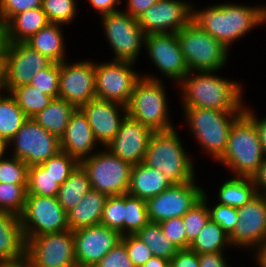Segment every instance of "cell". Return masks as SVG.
I'll list each match as a JSON object with an SVG mask.
<instances>
[{"label": "cell", "instance_id": "6da1fadb", "mask_svg": "<svg viewBox=\"0 0 266 267\" xmlns=\"http://www.w3.org/2000/svg\"><path fill=\"white\" fill-rule=\"evenodd\" d=\"M192 72L181 82L183 107L225 112H244L242 88L238 82L215 76L213 71Z\"/></svg>", "mask_w": 266, "mask_h": 267}, {"label": "cell", "instance_id": "7a4b0ae2", "mask_svg": "<svg viewBox=\"0 0 266 267\" xmlns=\"http://www.w3.org/2000/svg\"><path fill=\"white\" fill-rule=\"evenodd\" d=\"M192 20L227 48L252 28L264 23V7L231 3L193 9Z\"/></svg>", "mask_w": 266, "mask_h": 267}, {"label": "cell", "instance_id": "3957f363", "mask_svg": "<svg viewBox=\"0 0 266 267\" xmlns=\"http://www.w3.org/2000/svg\"><path fill=\"white\" fill-rule=\"evenodd\" d=\"M143 163L164 173L172 184H183L195 178L176 129L154 132L149 140Z\"/></svg>", "mask_w": 266, "mask_h": 267}, {"label": "cell", "instance_id": "277c9868", "mask_svg": "<svg viewBox=\"0 0 266 267\" xmlns=\"http://www.w3.org/2000/svg\"><path fill=\"white\" fill-rule=\"evenodd\" d=\"M254 124L243 114L232 126L223 156L218 160L234 177L252 178L264 160Z\"/></svg>", "mask_w": 266, "mask_h": 267}, {"label": "cell", "instance_id": "5b68a950", "mask_svg": "<svg viewBox=\"0 0 266 267\" xmlns=\"http://www.w3.org/2000/svg\"><path fill=\"white\" fill-rule=\"evenodd\" d=\"M161 80L153 76H142L135 84L127 114L138 120L153 132L174 129L168 117L165 87Z\"/></svg>", "mask_w": 266, "mask_h": 267}, {"label": "cell", "instance_id": "8992f818", "mask_svg": "<svg viewBox=\"0 0 266 267\" xmlns=\"http://www.w3.org/2000/svg\"><path fill=\"white\" fill-rule=\"evenodd\" d=\"M190 131L201 147L217 159L223 156L234 123L244 112H225L204 108H183Z\"/></svg>", "mask_w": 266, "mask_h": 267}, {"label": "cell", "instance_id": "52a82bcc", "mask_svg": "<svg viewBox=\"0 0 266 267\" xmlns=\"http://www.w3.org/2000/svg\"><path fill=\"white\" fill-rule=\"evenodd\" d=\"M176 35L189 72H215L224 67L229 49L193 20Z\"/></svg>", "mask_w": 266, "mask_h": 267}, {"label": "cell", "instance_id": "ba28073f", "mask_svg": "<svg viewBox=\"0 0 266 267\" xmlns=\"http://www.w3.org/2000/svg\"><path fill=\"white\" fill-rule=\"evenodd\" d=\"M106 150L92 153L80 165L87 172L92 189L107 196L127 194L133 166Z\"/></svg>", "mask_w": 266, "mask_h": 267}, {"label": "cell", "instance_id": "9c48e42d", "mask_svg": "<svg viewBox=\"0 0 266 267\" xmlns=\"http://www.w3.org/2000/svg\"><path fill=\"white\" fill-rule=\"evenodd\" d=\"M20 218L25 241L42 234L69 230L67 212L57 196L27 194Z\"/></svg>", "mask_w": 266, "mask_h": 267}, {"label": "cell", "instance_id": "30bf717a", "mask_svg": "<svg viewBox=\"0 0 266 267\" xmlns=\"http://www.w3.org/2000/svg\"><path fill=\"white\" fill-rule=\"evenodd\" d=\"M29 267H76L73 231L47 233L26 241Z\"/></svg>", "mask_w": 266, "mask_h": 267}, {"label": "cell", "instance_id": "8fae6325", "mask_svg": "<svg viewBox=\"0 0 266 267\" xmlns=\"http://www.w3.org/2000/svg\"><path fill=\"white\" fill-rule=\"evenodd\" d=\"M12 142V143H11ZM15 146L13 157L23 160L29 167L40 165L56 155L60 148V139L47 132L32 118H28L5 146Z\"/></svg>", "mask_w": 266, "mask_h": 267}, {"label": "cell", "instance_id": "7c38bea8", "mask_svg": "<svg viewBox=\"0 0 266 267\" xmlns=\"http://www.w3.org/2000/svg\"><path fill=\"white\" fill-rule=\"evenodd\" d=\"M101 17L102 27L115 53L113 60L135 63L145 39L138 19L121 10Z\"/></svg>", "mask_w": 266, "mask_h": 267}, {"label": "cell", "instance_id": "4fadbf2b", "mask_svg": "<svg viewBox=\"0 0 266 267\" xmlns=\"http://www.w3.org/2000/svg\"><path fill=\"white\" fill-rule=\"evenodd\" d=\"M129 61L111 60L103 64H95L96 98L127 105L136 82L141 78L131 68Z\"/></svg>", "mask_w": 266, "mask_h": 267}, {"label": "cell", "instance_id": "5bb4252c", "mask_svg": "<svg viewBox=\"0 0 266 267\" xmlns=\"http://www.w3.org/2000/svg\"><path fill=\"white\" fill-rule=\"evenodd\" d=\"M190 181L173 184L160 194L146 200L150 222L160 223L174 217H183L202 198L203 189Z\"/></svg>", "mask_w": 266, "mask_h": 267}, {"label": "cell", "instance_id": "9a60e30c", "mask_svg": "<svg viewBox=\"0 0 266 267\" xmlns=\"http://www.w3.org/2000/svg\"><path fill=\"white\" fill-rule=\"evenodd\" d=\"M190 4L180 0H158L138 17L139 26L145 35L177 33L193 18Z\"/></svg>", "mask_w": 266, "mask_h": 267}, {"label": "cell", "instance_id": "2e32d148", "mask_svg": "<svg viewBox=\"0 0 266 267\" xmlns=\"http://www.w3.org/2000/svg\"><path fill=\"white\" fill-rule=\"evenodd\" d=\"M52 63L25 42L10 43L5 57L4 88L10 92L13 88L30 84L35 74Z\"/></svg>", "mask_w": 266, "mask_h": 267}, {"label": "cell", "instance_id": "e0dca14e", "mask_svg": "<svg viewBox=\"0 0 266 267\" xmlns=\"http://www.w3.org/2000/svg\"><path fill=\"white\" fill-rule=\"evenodd\" d=\"M238 221L229 235L231 245L257 248L266 242V196L257 194L237 208Z\"/></svg>", "mask_w": 266, "mask_h": 267}, {"label": "cell", "instance_id": "ac0fdd59", "mask_svg": "<svg viewBox=\"0 0 266 267\" xmlns=\"http://www.w3.org/2000/svg\"><path fill=\"white\" fill-rule=\"evenodd\" d=\"M58 97L77 109L95 99V63L80 61L69 65L66 60L61 62Z\"/></svg>", "mask_w": 266, "mask_h": 267}, {"label": "cell", "instance_id": "d6986e66", "mask_svg": "<svg viewBox=\"0 0 266 267\" xmlns=\"http://www.w3.org/2000/svg\"><path fill=\"white\" fill-rule=\"evenodd\" d=\"M144 44L150 59L163 75L180 83L189 74L176 33H150L145 35Z\"/></svg>", "mask_w": 266, "mask_h": 267}, {"label": "cell", "instance_id": "ffe728a7", "mask_svg": "<svg viewBox=\"0 0 266 267\" xmlns=\"http://www.w3.org/2000/svg\"><path fill=\"white\" fill-rule=\"evenodd\" d=\"M77 266L93 267L122 238V235L104 225H95L73 231Z\"/></svg>", "mask_w": 266, "mask_h": 267}, {"label": "cell", "instance_id": "44dd1931", "mask_svg": "<svg viewBox=\"0 0 266 267\" xmlns=\"http://www.w3.org/2000/svg\"><path fill=\"white\" fill-rule=\"evenodd\" d=\"M154 132L128 114L115 137L105 147L132 166L143 162L151 135Z\"/></svg>", "mask_w": 266, "mask_h": 267}, {"label": "cell", "instance_id": "7402d4cb", "mask_svg": "<svg viewBox=\"0 0 266 267\" xmlns=\"http://www.w3.org/2000/svg\"><path fill=\"white\" fill-rule=\"evenodd\" d=\"M79 109L86 116L97 142L105 147L118 133L127 115L125 105L97 98L90 100ZM122 113H124L123 117L120 116Z\"/></svg>", "mask_w": 266, "mask_h": 267}, {"label": "cell", "instance_id": "603a6c76", "mask_svg": "<svg viewBox=\"0 0 266 267\" xmlns=\"http://www.w3.org/2000/svg\"><path fill=\"white\" fill-rule=\"evenodd\" d=\"M97 143L86 116L80 109H76L70 117L64 135L60 138L61 151L67 152L80 163L92 155Z\"/></svg>", "mask_w": 266, "mask_h": 267}, {"label": "cell", "instance_id": "cb8c5ba5", "mask_svg": "<svg viewBox=\"0 0 266 267\" xmlns=\"http://www.w3.org/2000/svg\"><path fill=\"white\" fill-rule=\"evenodd\" d=\"M25 250L20 216L0 212V265L24 262Z\"/></svg>", "mask_w": 266, "mask_h": 267}, {"label": "cell", "instance_id": "d4e9b609", "mask_svg": "<svg viewBox=\"0 0 266 267\" xmlns=\"http://www.w3.org/2000/svg\"><path fill=\"white\" fill-rule=\"evenodd\" d=\"M172 185L164 173L141 162L132 167L127 194L147 200Z\"/></svg>", "mask_w": 266, "mask_h": 267}, {"label": "cell", "instance_id": "484cf974", "mask_svg": "<svg viewBox=\"0 0 266 267\" xmlns=\"http://www.w3.org/2000/svg\"><path fill=\"white\" fill-rule=\"evenodd\" d=\"M108 196L91 189L80 202L67 213L69 230L99 225Z\"/></svg>", "mask_w": 266, "mask_h": 267}, {"label": "cell", "instance_id": "4316f807", "mask_svg": "<svg viewBox=\"0 0 266 267\" xmlns=\"http://www.w3.org/2000/svg\"><path fill=\"white\" fill-rule=\"evenodd\" d=\"M61 24L49 23L36 34L25 41L32 49L48 57L55 63L66 60L64 38L61 32Z\"/></svg>", "mask_w": 266, "mask_h": 267}, {"label": "cell", "instance_id": "83f0119b", "mask_svg": "<svg viewBox=\"0 0 266 267\" xmlns=\"http://www.w3.org/2000/svg\"><path fill=\"white\" fill-rule=\"evenodd\" d=\"M76 109L74 105L58 97L54 98L44 110L38 112L32 119L47 132L60 139Z\"/></svg>", "mask_w": 266, "mask_h": 267}, {"label": "cell", "instance_id": "f1b7e54d", "mask_svg": "<svg viewBox=\"0 0 266 267\" xmlns=\"http://www.w3.org/2000/svg\"><path fill=\"white\" fill-rule=\"evenodd\" d=\"M48 24L41 7L18 13L8 21L10 43L25 42Z\"/></svg>", "mask_w": 266, "mask_h": 267}, {"label": "cell", "instance_id": "f546056e", "mask_svg": "<svg viewBox=\"0 0 266 267\" xmlns=\"http://www.w3.org/2000/svg\"><path fill=\"white\" fill-rule=\"evenodd\" d=\"M91 189L87 172L79 164L68 179L60 185L57 195L58 202L68 213Z\"/></svg>", "mask_w": 266, "mask_h": 267}, {"label": "cell", "instance_id": "4dcf8cb0", "mask_svg": "<svg viewBox=\"0 0 266 267\" xmlns=\"http://www.w3.org/2000/svg\"><path fill=\"white\" fill-rule=\"evenodd\" d=\"M257 195L254 181L249 177H234L219 188V204L242 207Z\"/></svg>", "mask_w": 266, "mask_h": 267}, {"label": "cell", "instance_id": "1f68e13d", "mask_svg": "<svg viewBox=\"0 0 266 267\" xmlns=\"http://www.w3.org/2000/svg\"><path fill=\"white\" fill-rule=\"evenodd\" d=\"M0 101V142L5 147L28 119L16 100L7 93Z\"/></svg>", "mask_w": 266, "mask_h": 267}, {"label": "cell", "instance_id": "d6a6232c", "mask_svg": "<svg viewBox=\"0 0 266 267\" xmlns=\"http://www.w3.org/2000/svg\"><path fill=\"white\" fill-rule=\"evenodd\" d=\"M231 246L229 235L216 222L209 219L198 236L191 242L189 249L197 254L217 253Z\"/></svg>", "mask_w": 266, "mask_h": 267}, {"label": "cell", "instance_id": "836d02e7", "mask_svg": "<svg viewBox=\"0 0 266 267\" xmlns=\"http://www.w3.org/2000/svg\"><path fill=\"white\" fill-rule=\"evenodd\" d=\"M151 250L153 256L170 260L179 249L167 240L159 223L149 222L136 234Z\"/></svg>", "mask_w": 266, "mask_h": 267}, {"label": "cell", "instance_id": "e575fe53", "mask_svg": "<svg viewBox=\"0 0 266 267\" xmlns=\"http://www.w3.org/2000/svg\"><path fill=\"white\" fill-rule=\"evenodd\" d=\"M9 93L28 118H33L38 112L44 110L54 99L30 84L13 88Z\"/></svg>", "mask_w": 266, "mask_h": 267}, {"label": "cell", "instance_id": "d590c367", "mask_svg": "<svg viewBox=\"0 0 266 267\" xmlns=\"http://www.w3.org/2000/svg\"><path fill=\"white\" fill-rule=\"evenodd\" d=\"M149 222L146 200L125 194L124 235L136 234Z\"/></svg>", "mask_w": 266, "mask_h": 267}, {"label": "cell", "instance_id": "8d00e7d4", "mask_svg": "<svg viewBox=\"0 0 266 267\" xmlns=\"http://www.w3.org/2000/svg\"><path fill=\"white\" fill-rule=\"evenodd\" d=\"M60 184L41 165L28 169L27 194L40 196H57Z\"/></svg>", "mask_w": 266, "mask_h": 267}, {"label": "cell", "instance_id": "74e56055", "mask_svg": "<svg viewBox=\"0 0 266 267\" xmlns=\"http://www.w3.org/2000/svg\"><path fill=\"white\" fill-rule=\"evenodd\" d=\"M27 185L0 183V212L21 216L26 203Z\"/></svg>", "mask_w": 266, "mask_h": 267}, {"label": "cell", "instance_id": "f35d334b", "mask_svg": "<svg viewBox=\"0 0 266 267\" xmlns=\"http://www.w3.org/2000/svg\"><path fill=\"white\" fill-rule=\"evenodd\" d=\"M182 219L187 235V241L191 244L210 219L207 195L205 192H203L202 198L191 207Z\"/></svg>", "mask_w": 266, "mask_h": 267}, {"label": "cell", "instance_id": "ab89813d", "mask_svg": "<svg viewBox=\"0 0 266 267\" xmlns=\"http://www.w3.org/2000/svg\"><path fill=\"white\" fill-rule=\"evenodd\" d=\"M124 208L125 194L108 196L105 206L103 207L100 224L118 231L124 236Z\"/></svg>", "mask_w": 266, "mask_h": 267}, {"label": "cell", "instance_id": "60d3db41", "mask_svg": "<svg viewBox=\"0 0 266 267\" xmlns=\"http://www.w3.org/2000/svg\"><path fill=\"white\" fill-rule=\"evenodd\" d=\"M79 164L67 152L59 151L40 165L50 173L58 184L62 185Z\"/></svg>", "mask_w": 266, "mask_h": 267}, {"label": "cell", "instance_id": "b9f144b4", "mask_svg": "<svg viewBox=\"0 0 266 267\" xmlns=\"http://www.w3.org/2000/svg\"><path fill=\"white\" fill-rule=\"evenodd\" d=\"M77 3L75 0H42L41 8L46 13L49 23H70L76 13Z\"/></svg>", "mask_w": 266, "mask_h": 267}, {"label": "cell", "instance_id": "7bdbcfd3", "mask_svg": "<svg viewBox=\"0 0 266 267\" xmlns=\"http://www.w3.org/2000/svg\"><path fill=\"white\" fill-rule=\"evenodd\" d=\"M5 152L0 154V183L28 184L29 166L17 157L4 158Z\"/></svg>", "mask_w": 266, "mask_h": 267}, {"label": "cell", "instance_id": "ee69618b", "mask_svg": "<svg viewBox=\"0 0 266 267\" xmlns=\"http://www.w3.org/2000/svg\"><path fill=\"white\" fill-rule=\"evenodd\" d=\"M60 84V63L53 62L49 67L40 70L31 80L30 85L40 92L58 98Z\"/></svg>", "mask_w": 266, "mask_h": 267}, {"label": "cell", "instance_id": "f6af8a7d", "mask_svg": "<svg viewBox=\"0 0 266 267\" xmlns=\"http://www.w3.org/2000/svg\"><path fill=\"white\" fill-rule=\"evenodd\" d=\"M121 241L134 267H142L153 256L149 247L135 234L124 235Z\"/></svg>", "mask_w": 266, "mask_h": 267}, {"label": "cell", "instance_id": "bcb514c9", "mask_svg": "<svg viewBox=\"0 0 266 267\" xmlns=\"http://www.w3.org/2000/svg\"><path fill=\"white\" fill-rule=\"evenodd\" d=\"M168 241H171L179 250L189 249L182 217H174L159 223Z\"/></svg>", "mask_w": 266, "mask_h": 267}, {"label": "cell", "instance_id": "7dc6e473", "mask_svg": "<svg viewBox=\"0 0 266 267\" xmlns=\"http://www.w3.org/2000/svg\"><path fill=\"white\" fill-rule=\"evenodd\" d=\"M208 209L210 219L216 222L228 235H230L238 221L237 208L218 203L214 208L208 207Z\"/></svg>", "mask_w": 266, "mask_h": 267}, {"label": "cell", "instance_id": "c3c4849f", "mask_svg": "<svg viewBox=\"0 0 266 267\" xmlns=\"http://www.w3.org/2000/svg\"><path fill=\"white\" fill-rule=\"evenodd\" d=\"M93 267H134L125 244L120 241Z\"/></svg>", "mask_w": 266, "mask_h": 267}, {"label": "cell", "instance_id": "681fc988", "mask_svg": "<svg viewBox=\"0 0 266 267\" xmlns=\"http://www.w3.org/2000/svg\"><path fill=\"white\" fill-rule=\"evenodd\" d=\"M42 6V0H0V16L9 21L18 13Z\"/></svg>", "mask_w": 266, "mask_h": 267}, {"label": "cell", "instance_id": "f907efd6", "mask_svg": "<svg viewBox=\"0 0 266 267\" xmlns=\"http://www.w3.org/2000/svg\"><path fill=\"white\" fill-rule=\"evenodd\" d=\"M169 267H199V254L181 249L169 260Z\"/></svg>", "mask_w": 266, "mask_h": 267}, {"label": "cell", "instance_id": "816d5d0a", "mask_svg": "<svg viewBox=\"0 0 266 267\" xmlns=\"http://www.w3.org/2000/svg\"><path fill=\"white\" fill-rule=\"evenodd\" d=\"M244 115L254 124L258 137L261 143V147L266 156V117L258 119L255 114H253L249 108L244 106Z\"/></svg>", "mask_w": 266, "mask_h": 267}, {"label": "cell", "instance_id": "f5cc1de1", "mask_svg": "<svg viewBox=\"0 0 266 267\" xmlns=\"http://www.w3.org/2000/svg\"><path fill=\"white\" fill-rule=\"evenodd\" d=\"M223 252L199 254V267H227ZM229 267V266H228Z\"/></svg>", "mask_w": 266, "mask_h": 267}, {"label": "cell", "instance_id": "db71d44e", "mask_svg": "<svg viewBox=\"0 0 266 267\" xmlns=\"http://www.w3.org/2000/svg\"><path fill=\"white\" fill-rule=\"evenodd\" d=\"M128 6L127 11L125 13H128L132 17H135L138 19V17L144 13L146 10H148L152 5H154L158 0H127Z\"/></svg>", "mask_w": 266, "mask_h": 267}, {"label": "cell", "instance_id": "11a10c76", "mask_svg": "<svg viewBox=\"0 0 266 267\" xmlns=\"http://www.w3.org/2000/svg\"><path fill=\"white\" fill-rule=\"evenodd\" d=\"M92 7H94L100 16L120 11L116 9V3H121V0H88Z\"/></svg>", "mask_w": 266, "mask_h": 267}, {"label": "cell", "instance_id": "9f6ffc18", "mask_svg": "<svg viewBox=\"0 0 266 267\" xmlns=\"http://www.w3.org/2000/svg\"><path fill=\"white\" fill-rule=\"evenodd\" d=\"M252 179L254 181L257 194L266 196V156L264 157L262 164L259 166L258 171L252 177ZM260 189H263V194L262 192H259Z\"/></svg>", "mask_w": 266, "mask_h": 267}, {"label": "cell", "instance_id": "6f0895ef", "mask_svg": "<svg viewBox=\"0 0 266 267\" xmlns=\"http://www.w3.org/2000/svg\"><path fill=\"white\" fill-rule=\"evenodd\" d=\"M10 45L8 22L0 16V56H6Z\"/></svg>", "mask_w": 266, "mask_h": 267}, {"label": "cell", "instance_id": "680465c9", "mask_svg": "<svg viewBox=\"0 0 266 267\" xmlns=\"http://www.w3.org/2000/svg\"><path fill=\"white\" fill-rule=\"evenodd\" d=\"M142 267H169V260L152 256Z\"/></svg>", "mask_w": 266, "mask_h": 267}, {"label": "cell", "instance_id": "91938a15", "mask_svg": "<svg viewBox=\"0 0 266 267\" xmlns=\"http://www.w3.org/2000/svg\"><path fill=\"white\" fill-rule=\"evenodd\" d=\"M256 249V261H258L259 267H266V242Z\"/></svg>", "mask_w": 266, "mask_h": 267}, {"label": "cell", "instance_id": "94428289", "mask_svg": "<svg viewBox=\"0 0 266 267\" xmlns=\"http://www.w3.org/2000/svg\"><path fill=\"white\" fill-rule=\"evenodd\" d=\"M5 57L0 56V87H3L5 82Z\"/></svg>", "mask_w": 266, "mask_h": 267}, {"label": "cell", "instance_id": "6125c7cd", "mask_svg": "<svg viewBox=\"0 0 266 267\" xmlns=\"http://www.w3.org/2000/svg\"><path fill=\"white\" fill-rule=\"evenodd\" d=\"M0 267H29V265L24 261V262L18 263V264H5V265H0Z\"/></svg>", "mask_w": 266, "mask_h": 267}, {"label": "cell", "instance_id": "be15d7a7", "mask_svg": "<svg viewBox=\"0 0 266 267\" xmlns=\"http://www.w3.org/2000/svg\"><path fill=\"white\" fill-rule=\"evenodd\" d=\"M6 90L5 88H4V86L3 87H0V92H1V90ZM1 94H3V93H0V101L5 97V95L3 94V95H1Z\"/></svg>", "mask_w": 266, "mask_h": 267}, {"label": "cell", "instance_id": "e7e4bbea", "mask_svg": "<svg viewBox=\"0 0 266 267\" xmlns=\"http://www.w3.org/2000/svg\"><path fill=\"white\" fill-rule=\"evenodd\" d=\"M5 151V147L3 146V144L0 142V154L2 153V152H4Z\"/></svg>", "mask_w": 266, "mask_h": 267}, {"label": "cell", "instance_id": "03108f58", "mask_svg": "<svg viewBox=\"0 0 266 267\" xmlns=\"http://www.w3.org/2000/svg\"><path fill=\"white\" fill-rule=\"evenodd\" d=\"M264 23L266 24V7L264 6Z\"/></svg>", "mask_w": 266, "mask_h": 267}]
</instances>
